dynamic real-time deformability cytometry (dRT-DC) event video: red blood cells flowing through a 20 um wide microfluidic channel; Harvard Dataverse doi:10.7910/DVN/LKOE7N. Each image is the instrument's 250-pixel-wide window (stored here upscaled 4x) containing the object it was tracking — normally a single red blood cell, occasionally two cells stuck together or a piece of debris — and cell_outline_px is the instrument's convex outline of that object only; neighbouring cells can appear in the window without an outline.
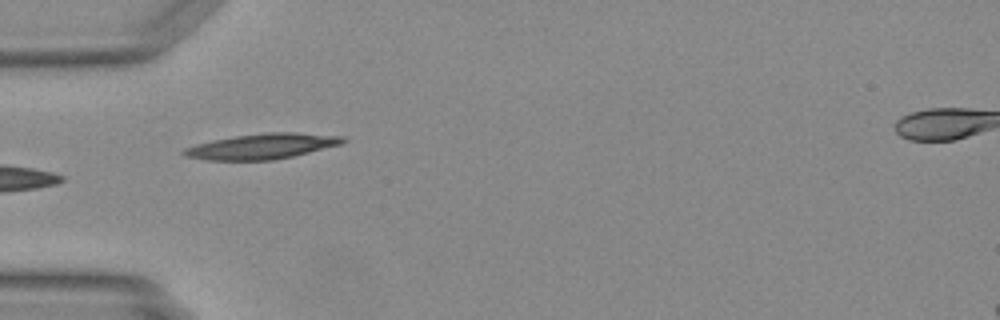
{"species": "Egyptian fruit bat (a non-hibernating species)", "species_latin": "Rousettus aegyptiacus", "temperature_condition": "warm", "stored_images_in_passage": 22, "camera_frame_rate_fps": 3000, "um_per_image_px": 0.085, "animal": {"sex": "female"}, "frame": {"image": 1, "passage_image": 1, "time_ms": 0.0, "image_size_px": [1000, 320], "cell_outline_px": [[348, 140], [340, 144], [292, 156], [272, 160], [204, 160], [184, 156], [180, 152], [184, 148], [196, 144], [212, 140], [236, 136], [264, 132], [296, 132], [344, 136]], "centroid_in_image_um": [22.24, 12.43], "position_along_channel_um": 62.8, "area_um2": 23.52}}